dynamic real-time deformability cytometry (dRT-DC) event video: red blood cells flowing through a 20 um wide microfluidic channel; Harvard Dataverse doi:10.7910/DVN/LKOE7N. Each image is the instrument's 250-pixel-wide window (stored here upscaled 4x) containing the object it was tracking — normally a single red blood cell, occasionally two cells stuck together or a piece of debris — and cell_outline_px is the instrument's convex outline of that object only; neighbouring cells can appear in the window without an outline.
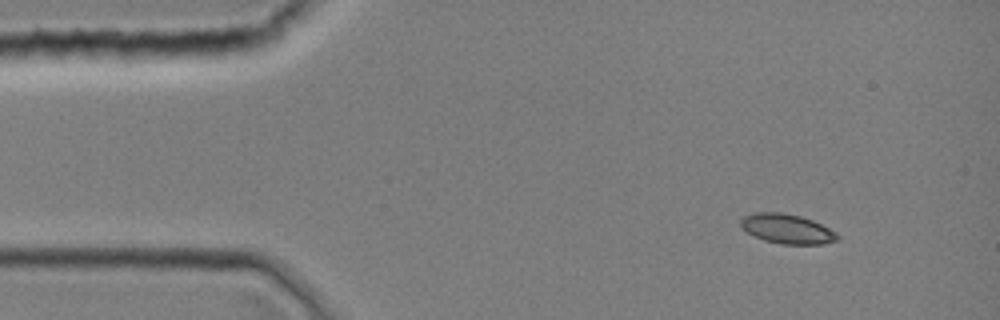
{"species": "common noctule bat (a hibernating species)", "species_latin": "Nyctalus noctula", "temperature_condition": "room temperature", "stored_images_in_passage": 1, "camera_frame_rate_fps": 3000, "um_per_image_px": 0.085, "animal": {"sex": "female", "body_mass_g": 19.0, "forearm_length_mm": 51.5}, "frame": {"image": 1, "passage_image": 1, "time_ms": 0.0, "image_size_px": [1000, 320], "cell_outline_px": [[840, 236], [836, 240], [820, 244], [780, 244], [764, 240], [740, 228], [740, 220], [744, 216], [752, 212], [780, 212], [800, 216], [812, 220], [836, 232]], "centroid_in_image_um": [66.86, 19.44], "position_along_channel_um": 18.1, "area_um2": 16.59}}